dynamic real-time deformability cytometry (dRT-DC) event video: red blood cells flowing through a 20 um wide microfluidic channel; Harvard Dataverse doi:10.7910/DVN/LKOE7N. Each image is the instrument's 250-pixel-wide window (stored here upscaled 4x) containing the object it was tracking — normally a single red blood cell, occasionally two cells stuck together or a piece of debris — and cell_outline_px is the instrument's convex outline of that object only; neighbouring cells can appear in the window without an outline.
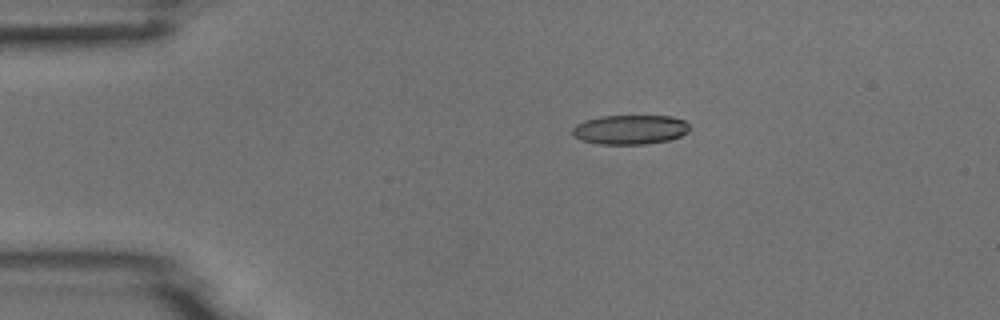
{"species": "common noctule bat (a hibernating species)", "species_latin": "Nyctalus noctula", "temperature_condition": "room temperature", "stored_images_in_passage": 4, "camera_frame_rate_fps": 3000, "um_per_image_px": 0.085, "animal": {"sex": "male", "body_mass_g": 18.8}, "frame": {"image": 1, "passage_image": 1, "time_ms": 0.0, "image_size_px": [1000, 320], "cell_outline_px": [[692, 128], [688, 132], [680, 136], [668, 140], [648, 144], [596, 144], [580, 140], [572, 136], [572, 128], [576, 124], [584, 120], [600, 116], [672, 116], [684, 120]], "centroid_in_image_um": [53.54, 11.02], "position_along_channel_um": 31.5, "area_um2": 20.4}}
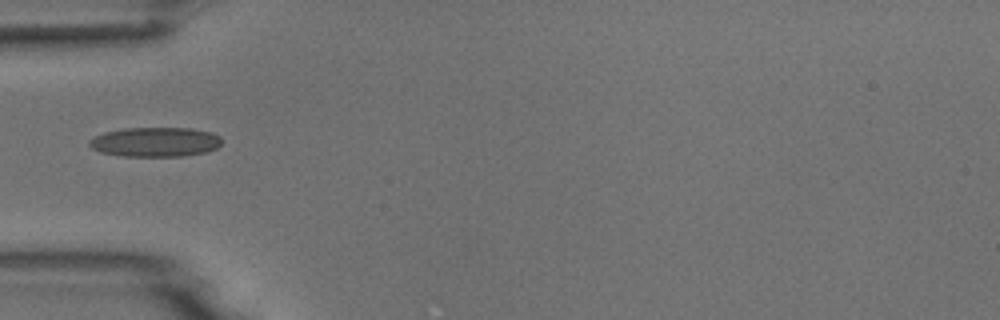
{"frame": {"image": 2, "passage_image": 3, "time_ms": 2.333, "image_size_px": [1000, 320], "cell_outline_px": [[220, 144], [216, 148], [208, 152], [180, 156], [124, 156], [100, 152], [92, 148], [88, 144], [88, 140], [104, 132], [128, 128], [192, 128], [212, 132], [220, 136]], "centroid_in_image_um": [13.21, 12.06], "position_along_channel_um": 71.8, "area_um2": 22.77}}